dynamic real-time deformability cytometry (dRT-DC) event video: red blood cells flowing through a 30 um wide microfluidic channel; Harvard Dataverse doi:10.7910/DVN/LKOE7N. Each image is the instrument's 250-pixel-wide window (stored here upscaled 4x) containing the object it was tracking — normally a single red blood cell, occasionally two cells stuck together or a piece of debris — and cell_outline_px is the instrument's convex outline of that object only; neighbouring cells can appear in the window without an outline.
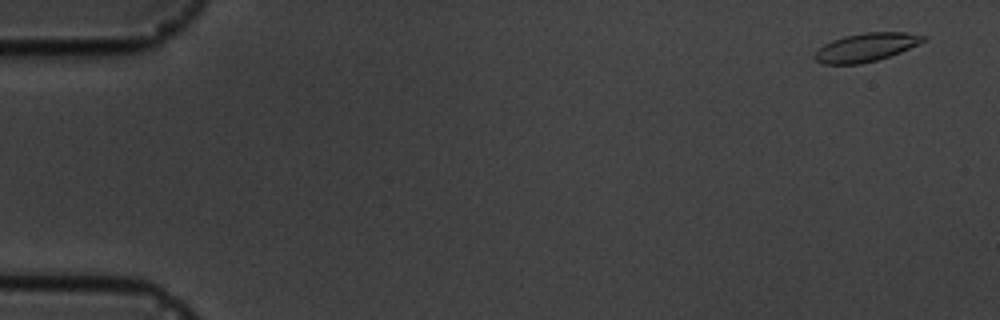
{"species": "common noctule bat (a hibernating species)", "species_latin": "Nyctalus noctula", "temperature_condition": "cold", "stored_images_in_passage": 5, "camera_frame_rate_fps": 3000, "um_per_image_px": 0.085, "animal": {"sex": "male", "body_mass_g": 19.5, "forearm_length_mm": 54.6}, "frame": {"image": 1, "passage_image": 1, "time_ms": 0.0, "image_size_px": [1000, 320], "cell_outline_px": [[928, 40], [900, 52], [876, 60], [860, 64], [824, 64], [816, 60], [812, 56], [824, 44], [832, 40], [844, 36], [864, 32], [904, 32], [928, 36]], "centroid_in_image_um": [73.64, 4.01], "position_along_channel_um": 11.4, "area_um2": 17.98}}
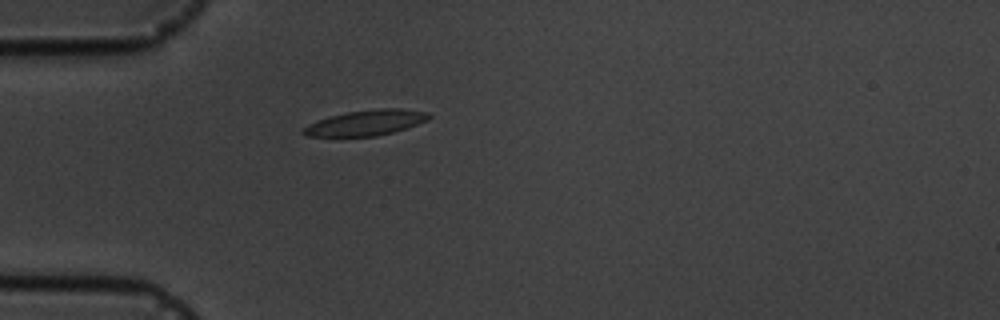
{"frame": {"image": 2, "passage_image": 5, "time_ms": 4.667, "image_size_px": [1000, 320], "cell_outline_px": [[432, 116], [428, 120], [392, 132], [376, 136], [304, 136], [300, 132], [300, 128], [316, 120], [348, 112], [380, 108], [400, 108], [428, 112]], "centroid_in_image_um": [31.06, 10.43], "position_along_channel_um": 53.9, "area_um2": 18.55}}